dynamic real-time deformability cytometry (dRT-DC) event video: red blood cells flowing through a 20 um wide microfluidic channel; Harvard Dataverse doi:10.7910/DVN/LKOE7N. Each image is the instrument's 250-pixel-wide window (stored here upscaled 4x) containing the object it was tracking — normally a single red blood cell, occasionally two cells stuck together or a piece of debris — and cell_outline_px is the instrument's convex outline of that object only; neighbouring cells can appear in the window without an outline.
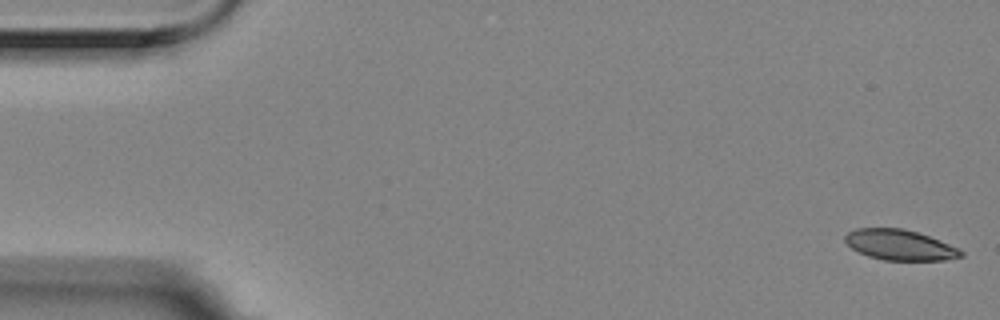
{"species": "Egyptian fruit bat (a non-hibernating species)", "species_latin": "Rousettus aegyptiacus", "temperature_condition": "room temperature", "stored_images_in_passage": 4, "camera_frame_rate_fps": 3000, "um_per_image_px": 0.085, "animal": {"sex": "female"}, "frame": {"image": 1, "passage_image": 1, "time_ms": 0.0, "image_size_px": [1000, 320], "cell_outline_px": [[964, 256], [944, 260], [884, 260], [868, 256], [852, 248], [844, 240], [844, 236], [848, 232], [856, 228], [904, 228], [928, 236], [948, 244], [964, 252]], "centroid_in_image_um": [76.46, 20.82], "position_along_channel_um": 8.5, "area_um2": 20.35}}